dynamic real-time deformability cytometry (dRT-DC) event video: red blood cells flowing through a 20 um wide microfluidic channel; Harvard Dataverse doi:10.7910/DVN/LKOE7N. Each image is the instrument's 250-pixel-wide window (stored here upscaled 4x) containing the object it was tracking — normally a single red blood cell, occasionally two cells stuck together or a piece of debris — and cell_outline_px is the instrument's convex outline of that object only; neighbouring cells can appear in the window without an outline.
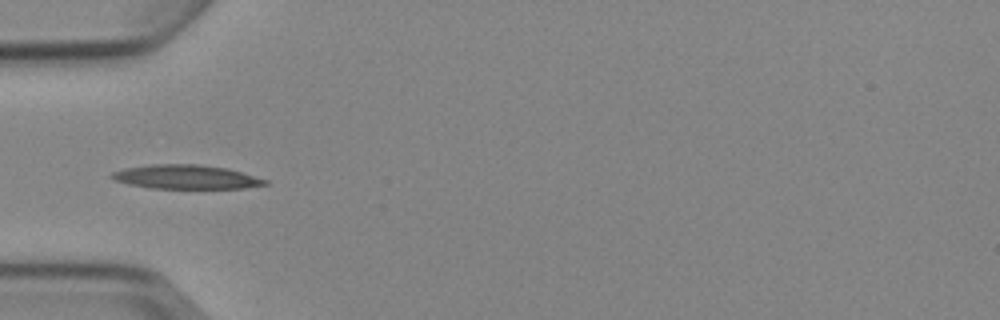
{"species": "Egyptian fruit bat (a non-hibernating species)", "species_latin": "Rousettus aegyptiacus", "temperature_condition": "cold", "stored_images_in_passage": 7, "camera_frame_rate_fps": 3000, "um_per_image_px": 0.085, "animal": {"sex": "female"}, "frame": {"image": 1, "passage_image": 5, "time_ms": 5.0, "image_size_px": [1000, 320], "cell_outline_px": [[268, 184], [244, 188], [152, 188], [128, 184], [112, 180], [108, 176], [112, 172], [124, 168], [152, 164], [196, 164], [228, 168], [268, 180]], "centroid_in_image_um": [15.77, 15.03], "position_along_channel_um": 69.2, "area_um2": 21.5}}
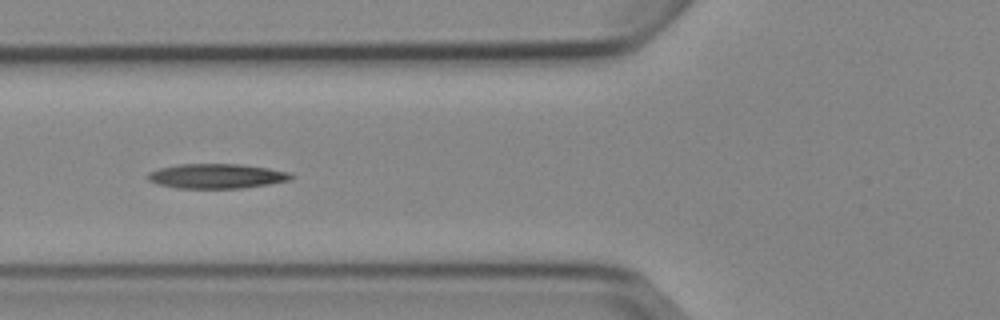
{"frame": {"image": 2, "passage_image": 6, "time_ms": 6.0, "image_size_px": [1000, 320], "cell_outline_px": [[292, 180], [268, 184], [240, 188], [176, 188], [156, 184], [148, 180], [148, 172], [160, 168], [180, 164], [240, 164], [268, 168], [292, 172]], "centroid_in_image_um": [18.42, 14.97], "position_along_channel_um": 107.4, "area_um2": 20.63}}
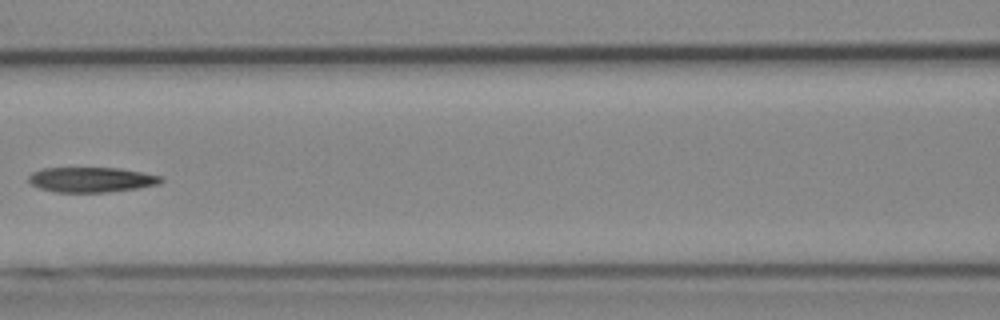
{"frame": {"image": 3, "passage_image": 7, "time_ms": 7.333, "image_size_px": [1000, 320], "cell_outline_px": [[164, 180], [160, 184], [136, 188], [108, 192], [56, 192], [40, 188], [32, 184], [28, 180], [28, 176], [32, 172], [40, 168], [120, 168], [164, 176]], "centroid_in_image_um": [7.79, 15.26], "position_along_channel_um": 158.8, "area_um2": 19.42}}